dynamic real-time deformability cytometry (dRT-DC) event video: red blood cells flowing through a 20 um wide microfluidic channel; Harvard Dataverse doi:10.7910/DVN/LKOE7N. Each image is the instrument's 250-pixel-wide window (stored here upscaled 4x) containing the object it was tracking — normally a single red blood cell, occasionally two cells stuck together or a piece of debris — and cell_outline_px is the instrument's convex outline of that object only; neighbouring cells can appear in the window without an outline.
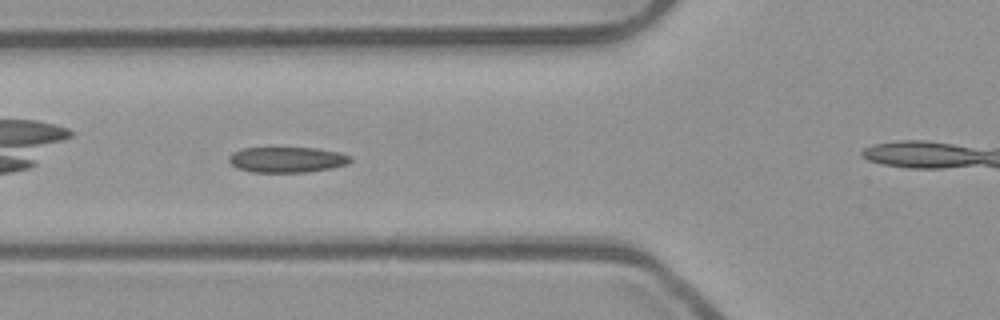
{"species": "common noctule bat (a hibernating species)", "species_latin": "Nyctalus noctula", "temperature_condition": "room temperature", "stored_images_in_passage": 39, "camera_frame_rate_fps": 3000, "um_per_image_px": 0.085, "animal": {"sex": "male", "body_mass_g": 23.1, "forearm_length_mm": 52.7}, "frame": {"image": 1, "passage_image": 5, "time_ms": 1.333, "image_size_px": [1000, 320], "cell_outline_px": [[352, 160], [348, 164], [332, 168], [308, 172], [252, 172], [236, 168], [228, 160], [228, 156], [232, 152], [244, 148], [316, 148], [340, 152], [352, 156]], "centroid_in_image_um": [24.42, 13.57], "position_along_channel_um": 101.4, "area_um2": 18.26}}
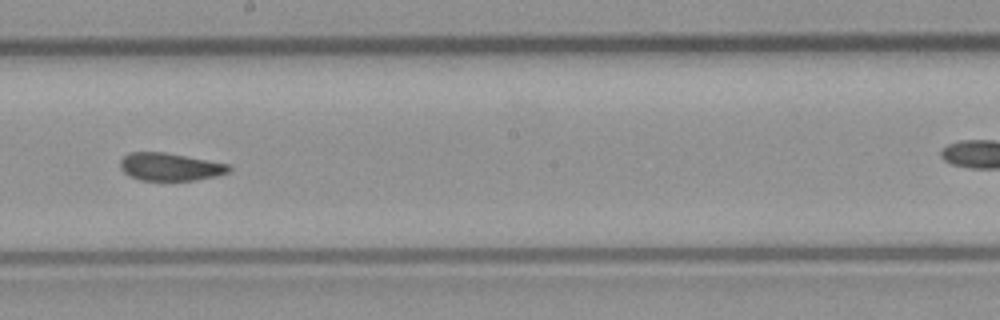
{"frame": {"image": 2, "passage_image": 15, "time_ms": 4.667, "image_size_px": [1000, 320], "cell_outline_px": [[232, 168], [228, 172], [216, 176], [196, 180], [140, 180], [128, 176], [120, 168], [120, 160], [128, 152], [164, 152], [228, 164]], "centroid_in_image_um": [14.42, 14.18], "position_along_channel_um": 233.8, "area_um2": 17.51}}
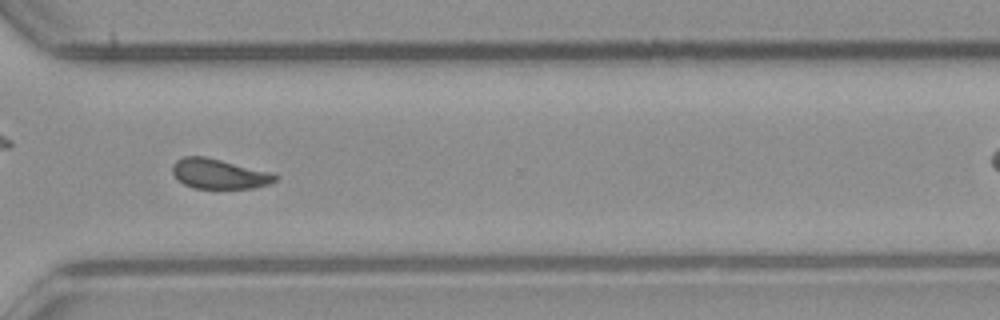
{"frame": {"image": 3, "passage_image": 24, "time_ms": 7.667, "image_size_px": [1000, 320], "cell_outline_px": [[280, 176], [276, 180], [268, 184], [256, 188], [192, 188], [184, 184], [172, 172], [172, 164], [176, 160], [184, 156], [204, 156], [276, 172]], "centroid_in_image_um": [18.69, 14.76], "position_along_channel_um": 351.9, "area_um2": 18.21}, "authors_computed_cell_mechanics": {"area_um2": 18.207, "velocity_mm_per_s": 3.947, "shape_relaxation_time_tau1_ms": null, "shape_relaxation_time_tau2_ms": 2.1428, "deformation_change_tau1": null, "deformation_change_tau2": 0.0825}}